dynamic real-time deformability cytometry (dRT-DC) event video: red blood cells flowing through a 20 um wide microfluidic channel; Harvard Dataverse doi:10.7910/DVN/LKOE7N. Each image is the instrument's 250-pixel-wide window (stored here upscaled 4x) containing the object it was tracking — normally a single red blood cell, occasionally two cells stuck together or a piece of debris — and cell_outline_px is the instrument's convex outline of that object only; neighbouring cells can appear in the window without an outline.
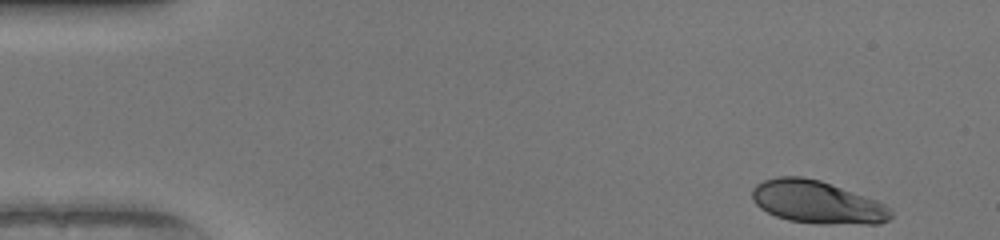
{"species": "human", "species_latin": "Homo sapiens", "temperature_condition": "warm", "stored_images_in_passage": 47, "camera_frame_rate_fps": 3000, "um_per_image_px": 0.085, "donor": {"sex": "female"}, "frame": {"image": 1, "passage_image": 1, "time_ms": 0.0, "image_size_px": [1000, 240], "cell_outline_px": [[892, 216], [888, 220], [880, 224], [820, 224], [788, 220], [776, 216], [760, 208], [752, 200], [752, 188], [756, 184], [764, 180], [780, 176], [800, 176], [820, 180], [876, 200], [884, 204], [892, 212]], "centroid_in_image_um": [69.44, 17.19], "position_along_channel_um": 15.6, "area_um2": 34.56}}
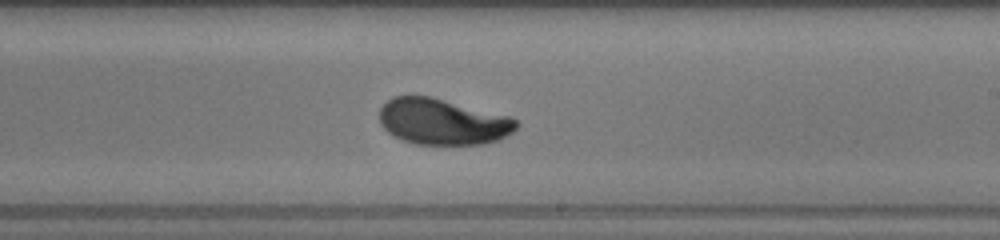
{"frame": {"image": 2, "passage_image": 27, "time_ms": 8.667, "image_size_px": [1000, 240], "cell_outline_px": [[520, 124], [512, 132], [500, 140], [484, 144], [416, 144], [404, 140], [388, 132], [380, 124], [380, 108], [392, 96], [432, 96], [508, 116], [516, 120]], "centroid_in_image_um": [37.63, 10.34], "position_along_channel_um": 251.4, "area_um2": 36.65}}
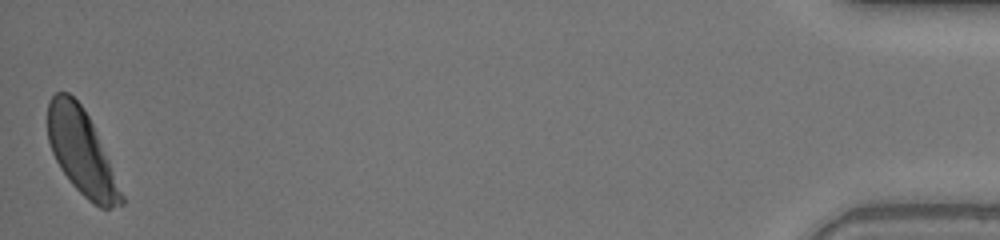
{"frame": {"image": 3, "passage_image": 47, "time_ms": 15.333, "image_size_px": [1000, 240], "cell_outline_px": [[124, 204], [108, 208], [100, 208], [88, 200], [72, 184], [60, 168], [52, 152], [48, 140], [48, 100], [56, 92], [68, 92], [80, 104], [88, 116], [92, 124], [124, 196]], "centroid_in_image_um": [6.91, 12.93], "position_along_channel_um": 428.3, "area_um2": 35.6}, "authors_computed_cell_mechanics": {"area_um2": 36.8764, "velocity_mm_per_s": 4.1167, "shape_relaxation_time_tau1_ms": 2.5529, "shape_relaxation_time_tau2_ms": null, "deformation_change_tau1": 0.1325, "deformation_change_tau2": null}}